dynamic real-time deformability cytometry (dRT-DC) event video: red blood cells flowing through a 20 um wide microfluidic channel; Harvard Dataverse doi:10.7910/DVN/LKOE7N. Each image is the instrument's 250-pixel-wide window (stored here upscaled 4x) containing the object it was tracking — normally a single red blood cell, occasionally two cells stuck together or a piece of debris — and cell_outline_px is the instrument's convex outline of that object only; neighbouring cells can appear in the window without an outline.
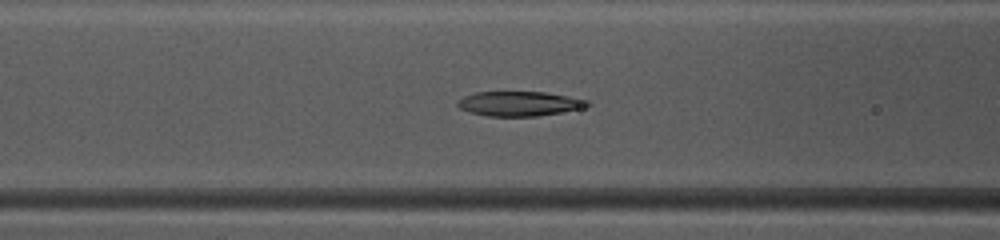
{"species": "common noctule bat (a hibernating species)", "species_latin": "Nyctalus noctula", "temperature_condition": "warm", "stored_images_in_passage": 33, "camera_frame_rate_fps": 3000, "um_per_image_px": 0.085, "animal": {"sex": "female", "body_mass_g": 10.0, "forearm_length_mm": 53.1}, "frame": {"image": 1, "passage_image": 11, "time_ms": 3.333, "image_size_px": [1000, 240], "cell_outline_px": [[592, 104], [580, 108], [560, 112], [536, 116], [488, 116], [472, 112], [460, 108], [456, 104], [464, 96], [476, 92], [544, 92], [568, 96], [588, 100]], "centroid_in_image_um": [44.15, 8.8], "position_along_channel_um": 122.4, "area_um2": 18.32}}
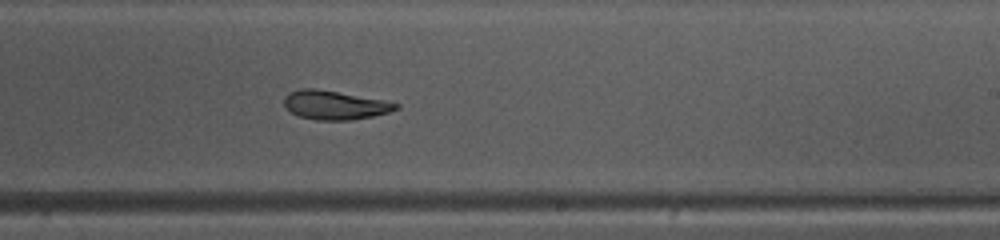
{"frame": {"image": 2, "passage_image": 21, "time_ms": 6.667, "image_size_px": [1000, 240], "cell_outline_px": [[400, 108], [388, 112], [372, 116], [352, 120], [316, 120], [300, 116], [292, 112], [284, 104], [284, 96], [288, 92], [300, 88], [316, 88], [384, 100], [400, 104]], "centroid_in_image_um": [28.45, 8.92], "position_along_channel_um": 260.5, "area_um2": 18.79}}
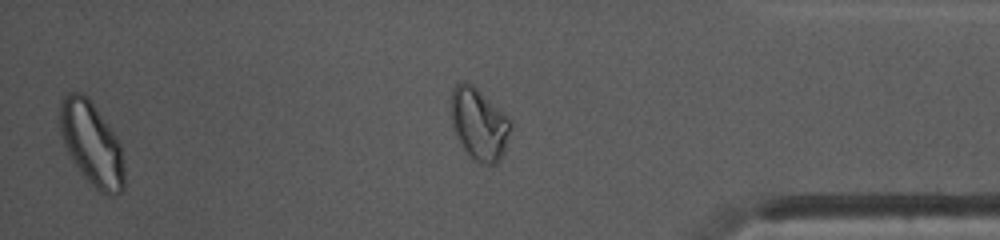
{"frame": {"image": 3, "passage_image": 32, "time_ms": 10.333, "image_size_px": [1000, 240], "cell_outline_px": [[124, 188], [120, 192], [112, 196], [100, 192], [80, 172], [72, 160], [64, 144], [60, 132], [60, 100], [68, 92], [80, 92], [88, 96], [116, 136], [120, 144], [124, 164]], "centroid_in_image_um": [7.79, 12.2], "position_along_channel_um": 427.4, "area_um2": 31.27}, "authors_computed_cell_mechanics": {"area_um2": 19.1318, "velocity_mm_per_s": 4.1418, "shape_relaxation_time_tau1_ms": 6.9946, "shape_relaxation_time_tau2_ms": null, "deformation_change_tau1": 0.2244, "deformation_change_tau2": null}}